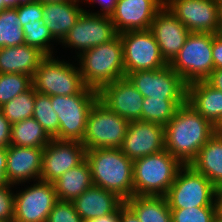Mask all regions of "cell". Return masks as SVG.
<instances>
[{"label":"cell","instance_id":"cell-1","mask_svg":"<svg viewBox=\"0 0 222 222\" xmlns=\"http://www.w3.org/2000/svg\"><path fill=\"white\" fill-rule=\"evenodd\" d=\"M165 149L183 165H189L214 135L213 125L185 102L164 126Z\"/></svg>","mask_w":222,"mask_h":222},{"label":"cell","instance_id":"cell-2","mask_svg":"<svg viewBox=\"0 0 222 222\" xmlns=\"http://www.w3.org/2000/svg\"><path fill=\"white\" fill-rule=\"evenodd\" d=\"M95 186L117 194L124 201L134 196L133 161L120 148L86 150Z\"/></svg>","mask_w":222,"mask_h":222},{"label":"cell","instance_id":"cell-3","mask_svg":"<svg viewBox=\"0 0 222 222\" xmlns=\"http://www.w3.org/2000/svg\"><path fill=\"white\" fill-rule=\"evenodd\" d=\"M77 57L78 68L87 87L99 91L103 86L125 77L119 34L109 42L94 46Z\"/></svg>","mask_w":222,"mask_h":222},{"label":"cell","instance_id":"cell-4","mask_svg":"<svg viewBox=\"0 0 222 222\" xmlns=\"http://www.w3.org/2000/svg\"><path fill=\"white\" fill-rule=\"evenodd\" d=\"M183 166L166 149L133 161L134 195L165 196Z\"/></svg>","mask_w":222,"mask_h":222},{"label":"cell","instance_id":"cell-5","mask_svg":"<svg viewBox=\"0 0 222 222\" xmlns=\"http://www.w3.org/2000/svg\"><path fill=\"white\" fill-rule=\"evenodd\" d=\"M98 100V91L90 87L70 96H51L53 109L59 118L58 140L81 142L88 115Z\"/></svg>","mask_w":222,"mask_h":222},{"label":"cell","instance_id":"cell-6","mask_svg":"<svg viewBox=\"0 0 222 222\" xmlns=\"http://www.w3.org/2000/svg\"><path fill=\"white\" fill-rule=\"evenodd\" d=\"M76 66L60 61L58 57L46 56L32 77L34 90L49 96H70L82 92L87 86Z\"/></svg>","mask_w":222,"mask_h":222},{"label":"cell","instance_id":"cell-7","mask_svg":"<svg viewBox=\"0 0 222 222\" xmlns=\"http://www.w3.org/2000/svg\"><path fill=\"white\" fill-rule=\"evenodd\" d=\"M214 34L190 32L184 46L168 64L186 84L205 80L214 70Z\"/></svg>","mask_w":222,"mask_h":222},{"label":"cell","instance_id":"cell-8","mask_svg":"<svg viewBox=\"0 0 222 222\" xmlns=\"http://www.w3.org/2000/svg\"><path fill=\"white\" fill-rule=\"evenodd\" d=\"M129 123L98 100L88 115L81 143L86 150L121 148Z\"/></svg>","mask_w":222,"mask_h":222},{"label":"cell","instance_id":"cell-9","mask_svg":"<svg viewBox=\"0 0 222 222\" xmlns=\"http://www.w3.org/2000/svg\"><path fill=\"white\" fill-rule=\"evenodd\" d=\"M216 187L190 165H184L167 191L165 198L170 209L215 207Z\"/></svg>","mask_w":222,"mask_h":222},{"label":"cell","instance_id":"cell-10","mask_svg":"<svg viewBox=\"0 0 222 222\" xmlns=\"http://www.w3.org/2000/svg\"><path fill=\"white\" fill-rule=\"evenodd\" d=\"M125 77L128 73L161 69L168 65L150 29L120 33Z\"/></svg>","mask_w":222,"mask_h":222},{"label":"cell","instance_id":"cell-11","mask_svg":"<svg viewBox=\"0 0 222 222\" xmlns=\"http://www.w3.org/2000/svg\"><path fill=\"white\" fill-rule=\"evenodd\" d=\"M164 6L190 31L219 33L218 0H164Z\"/></svg>","mask_w":222,"mask_h":222},{"label":"cell","instance_id":"cell-12","mask_svg":"<svg viewBox=\"0 0 222 222\" xmlns=\"http://www.w3.org/2000/svg\"><path fill=\"white\" fill-rule=\"evenodd\" d=\"M126 77L144 96L151 99H186L187 84L169 66L128 73Z\"/></svg>","mask_w":222,"mask_h":222},{"label":"cell","instance_id":"cell-13","mask_svg":"<svg viewBox=\"0 0 222 222\" xmlns=\"http://www.w3.org/2000/svg\"><path fill=\"white\" fill-rule=\"evenodd\" d=\"M117 35L110 16L96 15L90 13V10H85L61 45L78 50L76 55L79 56L94 46L109 42Z\"/></svg>","mask_w":222,"mask_h":222},{"label":"cell","instance_id":"cell-14","mask_svg":"<svg viewBox=\"0 0 222 222\" xmlns=\"http://www.w3.org/2000/svg\"><path fill=\"white\" fill-rule=\"evenodd\" d=\"M15 193L14 218L19 222H46L59 200L54 184L42 180Z\"/></svg>","mask_w":222,"mask_h":222},{"label":"cell","instance_id":"cell-15","mask_svg":"<svg viewBox=\"0 0 222 222\" xmlns=\"http://www.w3.org/2000/svg\"><path fill=\"white\" fill-rule=\"evenodd\" d=\"M85 155L86 149L79 141L52 139L44 147L40 180L53 183L79 165Z\"/></svg>","mask_w":222,"mask_h":222},{"label":"cell","instance_id":"cell-16","mask_svg":"<svg viewBox=\"0 0 222 222\" xmlns=\"http://www.w3.org/2000/svg\"><path fill=\"white\" fill-rule=\"evenodd\" d=\"M121 151L132 161L165 149L164 126L141 120L130 121Z\"/></svg>","mask_w":222,"mask_h":222},{"label":"cell","instance_id":"cell-17","mask_svg":"<svg viewBox=\"0 0 222 222\" xmlns=\"http://www.w3.org/2000/svg\"><path fill=\"white\" fill-rule=\"evenodd\" d=\"M98 98L109 110L129 121H142L144 96L127 77L115 80L98 91Z\"/></svg>","mask_w":222,"mask_h":222},{"label":"cell","instance_id":"cell-18","mask_svg":"<svg viewBox=\"0 0 222 222\" xmlns=\"http://www.w3.org/2000/svg\"><path fill=\"white\" fill-rule=\"evenodd\" d=\"M163 6L164 0H117L110 19L118 34L132 30H147Z\"/></svg>","mask_w":222,"mask_h":222},{"label":"cell","instance_id":"cell-19","mask_svg":"<svg viewBox=\"0 0 222 222\" xmlns=\"http://www.w3.org/2000/svg\"><path fill=\"white\" fill-rule=\"evenodd\" d=\"M150 30L169 64L184 46L190 31L165 6L154 16Z\"/></svg>","mask_w":222,"mask_h":222},{"label":"cell","instance_id":"cell-20","mask_svg":"<svg viewBox=\"0 0 222 222\" xmlns=\"http://www.w3.org/2000/svg\"><path fill=\"white\" fill-rule=\"evenodd\" d=\"M43 151L44 148L10 145L7 148V183L19 186L31 179L40 180Z\"/></svg>","mask_w":222,"mask_h":222},{"label":"cell","instance_id":"cell-21","mask_svg":"<svg viewBox=\"0 0 222 222\" xmlns=\"http://www.w3.org/2000/svg\"><path fill=\"white\" fill-rule=\"evenodd\" d=\"M80 0L43 3V23L59 43L74 27L77 19L85 11L79 6Z\"/></svg>","mask_w":222,"mask_h":222},{"label":"cell","instance_id":"cell-22","mask_svg":"<svg viewBox=\"0 0 222 222\" xmlns=\"http://www.w3.org/2000/svg\"><path fill=\"white\" fill-rule=\"evenodd\" d=\"M123 202L117 194L95 185L72 201L84 222L114 212Z\"/></svg>","mask_w":222,"mask_h":222},{"label":"cell","instance_id":"cell-23","mask_svg":"<svg viewBox=\"0 0 222 222\" xmlns=\"http://www.w3.org/2000/svg\"><path fill=\"white\" fill-rule=\"evenodd\" d=\"M45 57L41 50L27 44L0 48V73H20L33 77Z\"/></svg>","mask_w":222,"mask_h":222},{"label":"cell","instance_id":"cell-24","mask_svg":"<svg viewBox=\"0 0 222 222\" xmlns=\"http://www.w3.org/2000/svg\"><path fill=\"white\" fill-rule=\"evenodd\" d=\"M186 102L212 125L222 115V92L205 80L187 84Z\"/></svg>","mask_w":222,"mask_h":222},{"label":"cell","instance_id":"cell-25","mask_svg":"<svg viewBox=\"0 0 222 222\" xmlns=\"http://www.w3.org/2000/svg\"><path fill=\"white\" fill-rule=\"evenodd\" d=\"M189 165L216 188L222 187V137L214 134Z\"/></svg>","mask_w":222,"mask_h":222},{"label":"cell","instance_id":"cell-26","mask_svg":"<svg viewBox=\"0 0 222 222\" xmlns=\"http://www.w3.org/2000/svg\"><path fill=\"white\" fill-rule=\"evenodd\" d=\"M59 200L73 201L89 187L93 186L92 173L84 159L79 165L66 171L53 182Z\"/></svg>","mask_w":222,"mask_h":222},{"label":"cell","instance_id":"cell-27","mask_svg":"<svg viewBox=\"0 0 222 222\" xmlns=\"http://www.w3.org/2000/svg\"><path fill=\"white\" fill-rule=\"evenodd\" d=\"M124 202L140 222H172L165 196L134 195Z\"/></svg>","mask_w":222,"mask_h":222},{"label":"cell","instance_id":"cell-28","mask_svg":"<svg viewBox=\"0 0 222 222\" xmlns=\"http://www.w3.org/2000/svg\"><path fill=\"white\" fill-rule=\"evenodd\" d=\"M51 140L33 117L11 126L10 145L44 148Z\"/></svg>","mask_w":222,"mask_h":222},{"label":"cell","instance_id":"cell-29","mask_svg":"<svg viewBox=\"0 0 222 222\" xmlns=\"http://www.w3.org/2000/svg\"><path fill=\"white\" fill-rule=\"evenodd\" d=\"M186 99H151L144 98L142 121L154 122L165 126L175 115Z\"/></svg>","mask_w":222,"mask_h":222},{"label":"cell","instance_id":"cell-30","mask_svg":"<svg viewBox=\"0 0 222 222\" xmlns=\"http://www.w3.org/2000/svg\"><path fill=\"white\" fill-rule=\"evenodd\" d=\"M22 44H25V35L16 6H7L0 11V48Z\"/></svg>","mask_w":222,"mask_h":222},{"label":"cell","instance_id":"cell-31","mask_svg":"<svg viewBox=\"0 0 222 222\" xmlns=\"http://www.w3.org/2000/svg\"><path fill=\"white\" fill-rule=\"evenodd\" d=\"M33 118L42 126L51 139L58 140L59 118L53 109L51 96L35 92Z\"/></svg>","mask_w":222,"mask_h":222},{"label":"cell","instance_id":"cell-32","mask_svg":"<svg viewBox=\"0 0 222 222\" xmlns=\"http://www.w3.org/2000/svg\"><path fill=\"white\" fill-rule=\"evenodd\" d=\"M35 92L33 86H31L27 91L20 93L0 107V110L11 124L33 117Z\"/></svg>","mask_w":222,"mask_h":222},{"label":"cell","instance_id":"cell-33","mask_svg":"<svg viewBox=\"0 0 222 222\" xmlns=\"http://www.w3.org/2000/svg\"><path fill=\"white\" fill-rule=\"evenodd\" d=\"M25 35V44L36 47L41 50L46 56L54 55L51 42H57L49 29L43 23V20L30 22L22 26ZM52 48V49H51Z\"/></svg>","mask_w":222,"mask_h":222},{"label":"cell","instance_id":"cell-34","mask_svg":"<svg viewBox=\"0 0 222 222\" xmlns=\"http://www.w3.org/2000/svg\"><path fill=\"white\" fill-rule=\"evenodd\" d=\"M32 86V77L26 74L0 73V107L27 91Z\"/></svg>","mask_w":222,"mask_h":222},{"label":"cell","instance_id":"cell-35","mask_svg":"<svg viewBox=\"0 0 222 222\" xmlns=\"http://www.w3.org/2000/svg\"><path fill=\"white\" fill-rule=\"evenodd\" d=\"M170 211L172 222H212L216 216L215 207H191Z\"/></svg>","mask_w":222,"mask_h":222},{"label":"cell","instance_id":"cell-36","mask_svg":"<svg viewBox=\"0 0 222 222\" xmlns=\"http://www.w3.org/2000/svg\"><path fill=\"white\" fill-rule=\"evenodd\" d=\"M46 222H84L71 201L58 200Z\"/></svg>","mask_w":222,"mask_h":222},{"label":"cell","instance_id":"cell-37","mask_svg":"<svg viewBox=\"0 0 222 222\" xmlns=\"http://www.w3.org/2000/svg\"><path fill=\"white\" fill-rule=\"evenodd\" d=\"M18 18L22 23V26L35 22L37 20H43V3L36 0H23L16 5Z\"/></svg>","mask_w":222,"mask_h":222},{"label":"cell","instance_id":"cell-38","mask_svg":"<svg viewBox=\"0 0 222 222\" xmlns=\"http://www.w3.org/2000/svg\"><path fill=\"white\" fill-rule=\"evenodd\" d=\"M14 185H0V220L10 222L14 218L15 193L11 190Z\"/></svg>","mask_w":222,"mask_h":222},{"label":"cell","instance_id":"cell-39","mask_svg":"<svg viewBox=\"0 0 222 222\" xmlns=\"http://www.w3.org/2000/svg\"><path fill=\"white\" fill-rule=\"evenodd\" d=\"M11 126L10 121L4 116L0 110V148H8L11 139Z\"/></svg>","mask_w":222,"mask_h":222},{"label":"cell","instance_id":"cell-40","mask_svg":"<svg viewBox=\"0 0 222 222\" xmlns=\"http://www.w3.org/2000/svg\"><path fill=\"white\" fill-rule=\"evenodd\" d=\"M212 58L214 69L222 68V33H215L213 37Z\"/></svg>","mask_w":222,"mask_h":222},{"label":"cell","instance_id":"cell-41","mask_svg":"<svg viewBox=\"0 0 222 222\" xmlns=\"http://www.w3.org/2000/svg\"><path fill=\"white\" fill-rule=\"evenodd\" d=\"M87 1L86 3L90 2L89 4H94L98 3L101 6V11L98 12H93L92 14L96 15H106V16H111V14L114 12L115 5L117 3V0H83Z\"/></svg>","mask_w":222,"mask_h":222},{"label":"cell","instance_id":"cell-42","mask_svg":"<svg viewBox=\"0 0 222 222\" xmlns=\"http://www.w3.org/2000/svg\"><path fill=\"white\" fill-rule=\"evenodd\" d=\"M212 87L222 92V68L214 69L212 73L205 79Z\"/></svg>","mask_w":222,"mask_h":222},{"label":"cell","instance_id":"cell-43","mask_svg":"<svg viewBox=\"0 0 222 222\" xmlns=\"http://www.w3.org/2000/svg\"><path fill=\"white\" fill-rule=\"evenodd\" d=\"M123 202L114 212L107 214L105 216L96 217L87 222H120V210L125 206Z\"/></svg>","mask_w":222,"mask_h":222},{"label":"cell","instance_id":"cell-44","mask_svg":"<svg viewBox=\"0 0 222 222\" xmlns=\"http://www.w3.org/2000/svg\"><path fill=\"white\" fill-rule=\"evenodd\" d=\"M6 165H7V149L0 148V185L7 183Z\"/></svg>","mask_w":222,"mask_h":222},{"label":"cell","instance_id":"cell-45","mask_svg":"<svg viewBox=\"0 0 222 222\" xmlns=\"http://www.w3.org/2000/svg\"><path fill=\"white\" fill-rule=\"evenodd\" d=\"M120 222H140L136 214L125 205L120 210Z\"/></svg>","mask_w":222,"mask_h":222},{"label":"cell","instance_id":"cell-46","mask_svg":"<svg viewBox=\"0 0 222 222\" xmlns=\"http://www.w3.org/2000/svg\"><path fill=\"white\" fill-rule=\"evenodd\" d=\"M216 216L222 219V187L217 188L215 192Z\"/></svg>","mask_w":222,"mask_h":222},{"label":"cell","instance_id":"cell-47","mask_svg":"<svg viewBox=\"0 0 222 222\" xmlns=\"http://www.w3.org/2000/svg\"><path fill=\"white\" fill-rule=\"evenodd\" d=\"M213 132L215 135L222 137V115L213 125Z\"/></svg>","mask_w":222,"mask_h":222},{"label":"cell","instance_id":"cell-48","mask_svg":"<svg viewBox=\"0 0 222 222\" xmlns=\"http://www.w3.org/2000/svg\"><path fill=\"white\" fill-rule=\"evenodd\" d=\"M7 6H16L21 3L23 0H3Z\"/></svg>","mask_w":222,"mask_h":222},{"label":"cell","instance_id":"cell-49","mask_svg":"<svg viewBox=\"0 0 222 222\" xmlns=\"http://www.w3.org/2000/svg\"><path fill=\"white\" fill-rule=\"evenodd\" d=\"M40 3H54V2H62V1H71V0H36Z\"/></svg>","mask_w":222,"mask_h":222},{"label":"cell","instance_id":"cell-50","mask_svg":"<svg viewBox=\"0 0 222 222\" xmlns=\"http://www.w3.org/2000/svg\"><path fill=\"white\" fill-rule=\"evenodd\" d=\"M7 7L6 3L3 0H0V11L4 10Z\"/></svg>","mask_w":222,"mask_h":222},{"label":"cell","instance_id":"cell-51","mask_svg":"<svg viewBox=\"0 0 222 222\" xmlns=\"http://www.w3.org/2000/svg\"><path fill=\"white\" fill-rule=\"evenodd\" d=\"M220 29H219V32L222 33V7L220 8Z\"/></svg>","mask_w":222,"mask_h":222},{"label":"cell","instance_id":"cell-52","mask_svg":"<svg viewBox=\"0 0 222 222\" xmlns=\"http://www.w3.org/2000/svg\"><path fill=\"white\" fill-rule=\"evenodd\" d=\"M212 222H222V219L215 216V218L212 220Z\"/></svg>","mask_w":222,"mask_h":222},{"label":"cell","instance_id":"cell-53","mask_svg":"<svg viewBox=\"0 0 222 222\" xmlns=\"http://www.w3.org/2000/svg\"><path fill=\"white\" fill-rule=\"evenodd\" d=\"M218 4L220 6V8L222 7V0H218Z\"/></svg>","mask_w":222,"mask_h":222},{"label":"cell","instance_id":"cell-54","mask_svg":"<svg viewBox=\"0 0 222 222\" xmlns=\"http://www.w3.org/2000/svg\"><path fill=\"white\" fill-rule=\"evenodd\" d=\"M10 222H19V221H16L15 219H12Z\"/></svg>","mask_w":222,"mask_h":222}]
</instances>
